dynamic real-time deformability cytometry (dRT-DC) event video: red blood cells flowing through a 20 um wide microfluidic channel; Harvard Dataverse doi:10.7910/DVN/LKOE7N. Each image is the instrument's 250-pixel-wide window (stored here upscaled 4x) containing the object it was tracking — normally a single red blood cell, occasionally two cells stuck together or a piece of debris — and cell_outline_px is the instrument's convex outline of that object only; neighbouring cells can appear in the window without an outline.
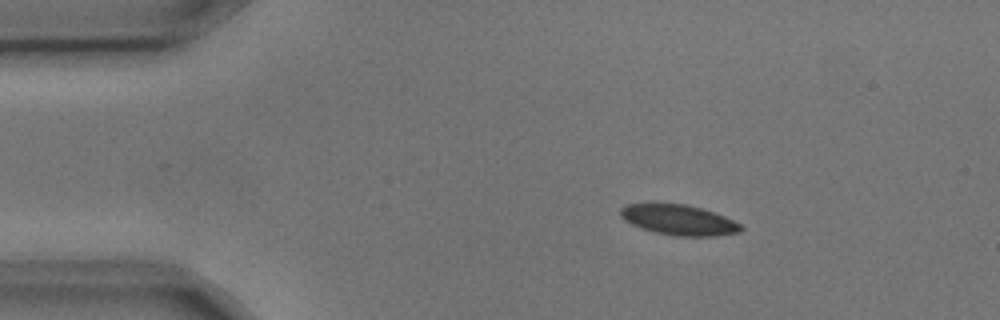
{"species": "common noctule bat (a hibernating species)", "species_latin": "Nyctalus noctula", "temperature_condition": "cold", "stored_images_in_passage": 4, "camera_frame_rate_fps": 3000, "um_per_image_px": 0.085, "animal": {"sex": "male", "body_mass_g": 17.9, "forearm_length_mm": 54.2}, "frame": {"image": 1, "passage_image": 1, "time_ms": 0.0, "image_size_px": [1000, 320], "cell_outline_px": [[744, 228], [740, 232], [716, 236], [676, 236], [656, 232], [640, 228], [624, 220], [620, 216], [620, 208], [624, 204], [684, 204], [700, 208], [724, 216], [740, 224]], "centroid_in_image_um": [57.68, 18.7], "position_along_channel_um": 27.3, "area_um2": 21.1}}
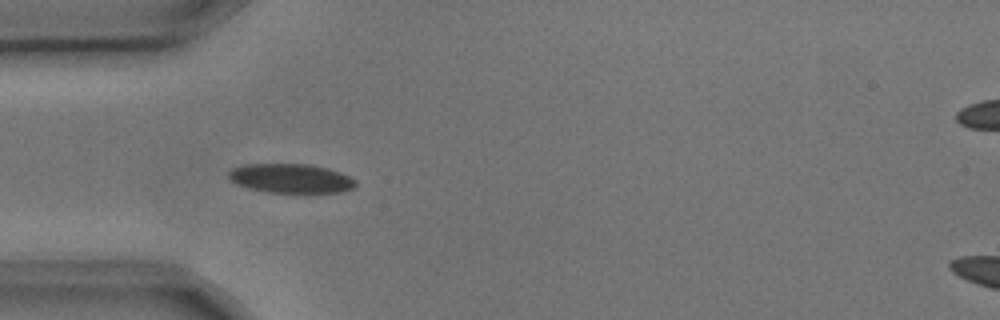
{"frame": {"image": 2, "passage_image": 3, "time_ms": 0.667, "image_size_px": [1000, 320], "cell_outline_px": [[356, 184], [352, 188], [340, 192], [268, 192], [236, 184], [228, 176], [228, 172], [232, 168], [244, 164], [312, 164], [328, 168], [340, 172], [356, 180]], "centroid_in_image_um": [24.72, 15.14], "position_along_channel_um": 60.3, "area_um2": 21.44}}